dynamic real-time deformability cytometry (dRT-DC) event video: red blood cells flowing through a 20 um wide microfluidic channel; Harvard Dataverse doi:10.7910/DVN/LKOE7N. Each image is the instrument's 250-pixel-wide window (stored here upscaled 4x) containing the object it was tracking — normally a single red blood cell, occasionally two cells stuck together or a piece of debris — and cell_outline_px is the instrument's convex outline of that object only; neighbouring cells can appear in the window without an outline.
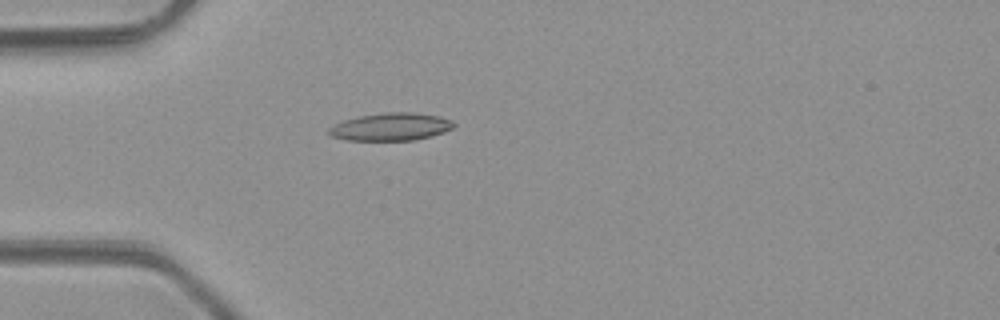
{"species": "common noctule bat (a hibernating species)", "species_latin": "Nyctalus noctula", "temperature_condition": "room temperature", "stored_images_in_passage": 4, "camera_frame_rate_fps": 3000, "um_per_image_px": 0.085, "animal": {"sex": "male", "body_mass_g": 23.1, "forearm_length_mm": 52.7}, "frame": {"image": 1, "passage_image": 4, "time_ms": 4.333, "image_size_px": [1000, 320], "cell_outline_px": [[456, 124], [452, 128], [444, 132], [432, 136], [416, 140], [344, 140], [332, 136], [328, 132], [328, 128], [344, 120], [360, 116], [388, 112], [412, 112], [440, 116], [452, 120]], "centroid_in_image_um": [33.26, 10.78], "position_along_channel_um": 51.7, "area_um2": 20.11}}